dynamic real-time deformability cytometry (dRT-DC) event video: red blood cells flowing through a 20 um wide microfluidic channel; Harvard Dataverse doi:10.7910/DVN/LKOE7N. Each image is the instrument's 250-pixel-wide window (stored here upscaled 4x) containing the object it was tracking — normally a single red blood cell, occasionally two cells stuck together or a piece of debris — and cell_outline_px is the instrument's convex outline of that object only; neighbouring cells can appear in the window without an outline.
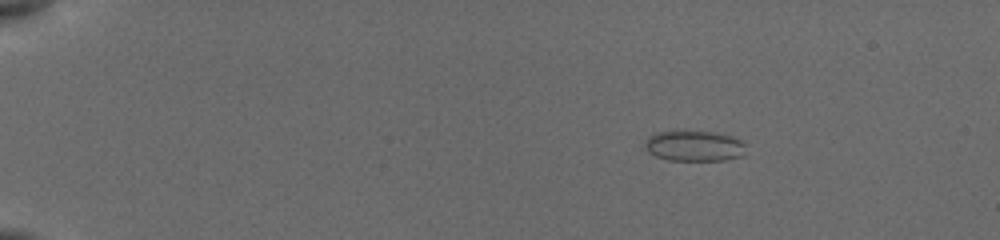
{"species": "common noctule bat (a hibernating species)", "species_latin": "Nyctalus noctula", "temperature_condition": "cold", "stored_images_in_passage": 20, "camera_frame_rate_fps": 3000, "um_per_image_px": 0.085, "animal": {"sex": "female", "body_mass_g": 19.5, "forearm_length_mm": 54.1}, "frame": {"image": 1, "passage_image": 5, "time_ms": 2.333, "image_size_px": [1000, 240], "cell_outline_px": [[744, 144], [740, 156], [724, 160], [668, 160], [656, 156], [648, 152], [644, 148], [644, 144], [648, 136], [656, 132], [680, 128], [716, 132], [732, 136], [740, 140]], "centroid_in_image_um": [58.91, 12.34], "position_along_channel_um": 26.1, "area_um2": 18.55}}
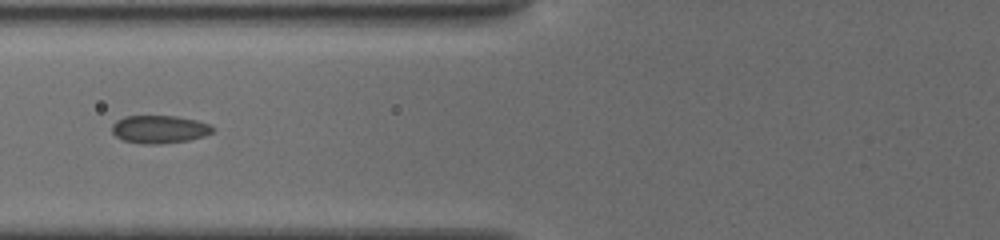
{"frame": {"image": 2, "passage_image": 16, "time_ms": 7.333, "image_size_px": [1000, 240], "cell_outline_px": [[216, 128], [212, 132], [204, 136], [188, 140], [160, 144], [140, 144], [124, 140], [116, 136], [112, 132], [112, 124], [116, 120], [124, 116], [172, 116], [196, 120], [208, 124]], "centroid_in_image_um": [13.53, 10.99], "position_along_channel_um": 112.3, "area_um2": 16.36}}
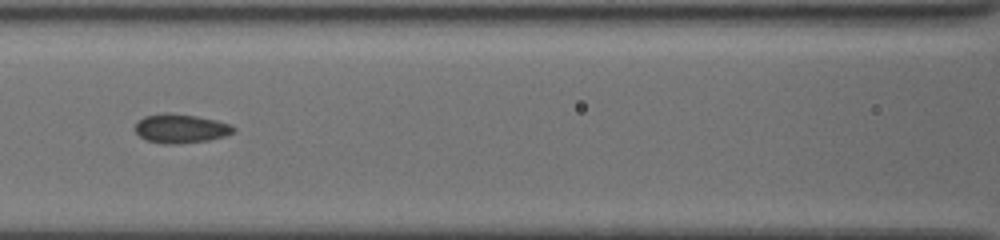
{"frame": {"image": 3, "passage_image": 18, "time_ms": 8.333, "image_size_px": [1000, 240], "cell_outline_px": [[236, 128], [232, 132], [224, 136], [208, 140], [176, 144], [164, 144], [148, 140], [140, 136], [132, 128], [144, 116], [196, 116], [216, 120], [228, 124]], "centroid_in_image_um": [15.37, 10.98], "position_along_channel_um": 151.2, "area_um2": 15.72}}